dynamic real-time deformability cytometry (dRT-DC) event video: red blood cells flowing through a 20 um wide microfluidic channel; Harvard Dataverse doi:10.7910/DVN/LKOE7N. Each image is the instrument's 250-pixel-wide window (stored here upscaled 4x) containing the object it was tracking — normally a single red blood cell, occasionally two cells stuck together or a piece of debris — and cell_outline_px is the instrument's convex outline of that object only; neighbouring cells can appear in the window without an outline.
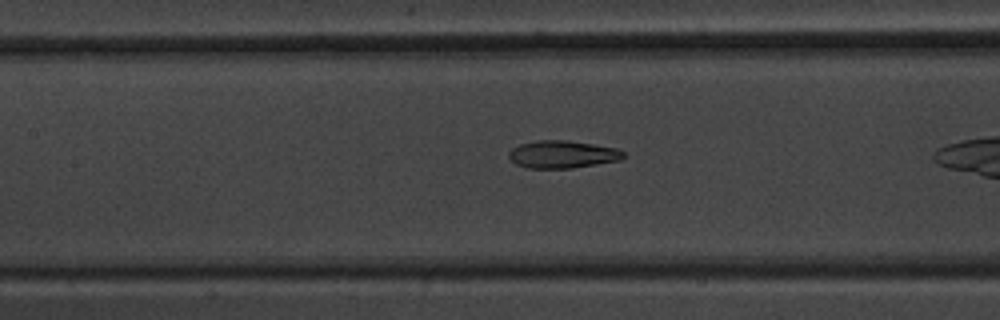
{"species": "common noctule bat (a hibernating species)", "species_latin": "Nyctalus noctula", "temperature_condition": "warm", "stored_images_in_passage": 10, "camera_frame_rate_fps": 3000, "um_per_image_px": 0.085, "animal": {"sex": "male", "body_mass_g": 20.1, "forearm_length_mm": 53.5}, "frame": {"image": 1, "passage_image": 9, "time_ms": 2.667, "image_size_px": [1000, 320], "cell_outline_px": [[624, 156], [620, 160], [572, 168], [528, 168], [516, 164], [508, 156], [508, 152], [512, 148], [520, 144], [536, 140], [568, 140], [616, 148], [624, 152]], "centroid_in_image_um": [47.78, 13.11], "position_along_channel_um": 159.6, "area_um2": 18.32}}